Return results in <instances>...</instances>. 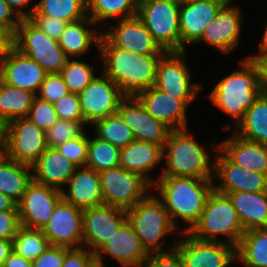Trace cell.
I'll list each match as a JSON object with an SVG mask.
<instances>
[{"label": "cell", "mask_w": 267, "mask_h": 267, "mask_svg": "<svg viewBox=\"0 0 267 267\" xmlns=\"http://www.w3.org/2000/svg\"><path fill=\"white\" fill-rule=\"evenodd\" d=\"M100 72L109 77L125 96H136L155 84L158 61L164 54H144L115 47L103 34L98 52Z\"/></svg>", "instance_id": "1"}, {"label": "cell", "mask_w": 267, "mask_h": 267, "mask_svg": "<svg viewBox=\"0 0 267 267\" xmlns=\"http://www.w3.org/2000/svg\"><path fill=\"white\" fill-rule=\"evenodd\" d=\"M213 188L214 179L175 176H160L152 185L180 233L189 232L198 222Z\"/></svg>", "instance_id": "2"}, {"label": "cell", "mask_w": 267, "mask_h": 267, "mask_svg": "<svg viewBox=\"0 0 267 267\" xmlns=\"http://www.w3.org/2000/svg\"><path fill=\"white\" fill-rule=\"evenodd\" d=\"M188 128L171 130L162 147V171L157 176L192 177L214 179L215 158L219 150V142L209 143L212 150H207L202 142H198ZM215 151V156L211 155ZM212 156V157H211ZM212 158V159H211Z\"/></svg>", "instance_id": "3"}, {"label": "cell", "mask_w": 267, "mask_h": 267, "mask_svg": "<svg viewBox=\"0 0 267 267\" xmlns=\"http://www.w3.org/2000/svg\"><path fill=\"white\" fill-rule=\"evenodd\" d=\"M259 71L255 63L243 57L239 67L218 79L212 90L205 96L210 104L232 119L233 124L224 125L223 130L234 129L247 111L261 95Z\"/></svg>", "instance_id": "4"}, {"label": "cell", "mask_w": 267, "mask_h": 267, "mask_svg": "<svg viewBox=\"0 0 267 267\" xmlns=\"http://www.w3.org/2000/svg\"><path fill=\"white\" fill-rule=\"evenodd\" d=\"M151 190L134 207L126 211L127 221L140 239L146 253H166L175 249L178 237L168 247L165 238L180 234L172 223L161 199ZM165 248V249H164Z\"/></svg>", "instance_id": "5"}, {"label": "cell", "mask_w": 267, "mask_h": 267, "mask_svg": "<svg viewBox=\"0 0 267 267\" xmlns=\"http://www.w3.org/2000/svg\"><path fill=\"white\" fill-rule=\"evenodd\" d=\"M244 232L229 196L213 188L200 219L188 233L199 240L237 247Z\"/></svg>", "instance_id": "6"}, {"label": "cell", "mask_w": 267, "mask_h": 267, "mask_svg": "<svg viewBox=\"0 0 267 267\" xmlns=\"http://www.w3.org/2000/svg\"><path fill=\"white\" fill-rule=\"evenodd\" d=\"M178 0H139L137 16L165 52H181Z\"/></svg>", "instance_id": "7"}, {"label": "cell", "mask_w": 267, "mask_h": 267, "mask_svg": "<svg viewBox=\"0 0 267 267\" xmlns=\"http://www.w3.org/2000/svg\"><path fill=\"white\" fill-rule=\"evenodd\" d=\"M187 52H166L161 57L157 64L154 87L182 99L190 107L203 90V84L192 81L194 77L186 62Z\"/></svg>", "instance_id": "8"}, {"label": "cell", "mask_w": 267, "mask_h": 267, "mask_svg": "<svg viewBox=\"0 0 267 267\" xmlns=\"http://www.w3.org/2000/svg\"><path fill=\"white\" fill-rule=\"evenodd\" d=\"M15 48L36 61L47 74H59L69 59L58 41L48 37L29 19L15 33Z\"/></svg>", "instance_id": "9"}, {"label": "cell", "mask_w": 267, "mask_h": 267, "mask_svg": "<svg viewBox=\"0 0 267 267\" xmlns=\"http://www.w3.org/2000/svg\"><path fill=\"white\" fill-rule=\"evenodd\" d=\"M103 203L124 211L134 207L151 190L141 175L121 166L99 172Z\"/></svg>", "instance_id": "10"}, {"label": "cell", "mask_w": 267, "mask_h": 267, "mask_svg": "<svg viewBox=\"0 0 267 267\" xmlns=\"http://www.w3.org/2000/svg\"><path fill=\"white\" fill-rule=\"evenodd\" d=\"M175 250L184 267H230L236 264V247L233 245L203 241L188 232L180 233Z\"/></svg>", "instance_id": "11"}, {"label": "cell", "mask_w": 267, "mask_h": 267, "mask_svg": "<svg viewBox=\"0 0 267 267\" xmlns=\"http://www.w3.org/2000/svg\"><path fill=\"white\" fill-rule=\"evenodd\" d=\"M235 3L228 2L219 11L206 27L201 38L194 44L195 46L204 43L223 55H230L236 50L241 44L244 17L240 5Z\"/></svg>", "instance_id": "12"}, {"label": "cell", "mask_w": 267, "mask_h": 267, "mask_svg": "<svg viewBox=\"0 0 267 267\" xmlns=\"http://www.w3.org/2000/svg\"><path fill=\"white\" fill-rule=\"evenodd\" d=\"M78 96L88 128L95 121L117 112L119 103L125 97L121 89L102 72Z\"/></svg>", "instance_id": "13"}, {"label": "cell", "mask_w": 267, "mask_h": 267, "mask_svg": "<svg viewBox=\"0 0 267 267\" xmlns=\"http://www.w3.org/2000/svg\"><path fill=\"white\" fill-rule=\"evenodd\" d=\"M47 149L45 132L28 118L8 123L5 156L32 166Z\"/></svg>", "instance_id": "14"}, {"label": "cell", "mask_w": 267, "mask_h": 267, "mask_svg": "<svg viewBox=\"0 0 267 267\" xmlns=\"http://www.w3.org/2000/svg\"><path fill=\"white\" fill-rule=\"evenodd\" d=\"M49 245L83 247V209L63 198L57 203L48 223L41 229Z\"/></svg>", "instance_id": "15"}, {"label": "cell", "mask_w": 267, "mask_h": 267, "mask_svg": "<svg viewBox=\"0 0 267 267\" xmlns=\"http://www.w3.org/2000/svg\"><path fill=\"white\" fill-rule=\"evenodd\" d=\"M61 199V191L32 180L17 203L20 225L41 230Z\"/></svg>", "instance_id": "16"}, {"label": "cell", "mask_w": 267, "mask_h": 267, "mask_svg": "<svg viewBox=\"0 0 267 267\" xmlns=\"http://www.w3.org/2000/svg\"><path fill=\"white\" fill-rule=\"evenodd\" d=\"M127 222L126 211L106 204L83 209V247L95 253Z\"/></svg>", "instance_id": "17"}, {"label": "cell", "mask_w": 267, "mask_h": 267, "mask_svg": "<svg viewBox=\"0 0 267 267\" xmlns=\"http://www.w3.org/2000/svg\"><path fill=\"white\" fill-rule=\"evenodd\" d=\"M102 34L115 47L139 55L166 53L155 42L151 33L147 30L144 23L137 15L126 19L116 20L115 23L114 21L110 22L102 29Z\"/></svg>", "instance_id": "18"}, {"label": "cell", "mask_w": 267, "mask_h": 267, "mask_svg": "<svg viewBox=\"0 0 267 267\" xmlns=\"http://www.w3.org/2000/svg\"><path fill=\"white\" fill-rule=\"evenodd\" d=\"M117 112L131 128L135 140H142L163 147L171 128L149 114L136 96H125Z\"/></svg>", "instance_id": "19"}, {"label": "cell", "mask_w": 267, "mask_h": 267, "mask_svg": "<svg viewBox=\"0 0 267 267\" xmlns=\"http://www.w3.org/2000/svg\"><path fill=\"white\" fill-rule=\"evenodd\" d=\"M214 179V188L224 194L267 191V175L232 163L220 150L216 153Z\"/></svg>", "instance_id": "20"}, {"label": "cell", "mask_w": 267, "mask_h": 267, "mask_svg": "<svg viewBox=\"0 0 267 267\" xmlns=\"http://www.w3.org/2000/svg\"><path fill=\"white\" fill-rule=\"evenodd\" d=\"M94 255L96 264L103 267L106 265L104 259L108 256L120 267H142L148 257L128 221Z\"/></svg>", "instance_id": "21"}, {"label": "cell", "mask_w": 267, "mask_h": 267, "mask_svg": "<svg viewBox=\"0 0 267 267\" xmlns=\"http://www.w3.org/2000/svg\"><path fill=\"white\" fill-rule=\"evenodd\" d=\"M228 2L229 0H203L180 3L181 52L188 51V44L194 45L201 38L206 27Z\"/></svg>", "instance_id": "22"}, {"label": "cell", "mask_w": 267, "mask_h": 267, "mask_svg": "<svg viewBox=\"0 0 267 267\" xmlns=\"http://www.w3.org/2000/svg\"><path fill=\"white\" fill-rule=\"evenodd\" d=\"M136 97L149 114L164 122L172 130L189 127L187 116L189 106L182 99L166 94L154 86L139 92Z\"/></svg>", "instance_id": "23"}, {"label": "cell", "mask_w": 267, "mask_h": 267, "mask_svg": "<svg viewBox=\"0 0 267 267\" xmlns=\"http://www.w3.org/2000/svg\"><path fill=\"white\" fill-rule=\"evenodd\" d=\"M2 63L4 83L38 93L47 73L36 61L14 48Z\"/></svg>", "instance_id": "24"}, {"label": "cell", "mask_w": 267, "mask_h": 267, "mask_svg": "<svg viewBox=\"0 0 267 267\" xmlns=\"http://www.w3.org/2000/svg\"><path fill=\"white\" fill-rule=\"evenodd\" d=\"M226 139L219 142V150L234 164L267 175V145L246 140L227 131Z\"/></svg>", "instance_id": "25"}, {"label": "cell", "mask_w": 267, "mask_h": 267, "mask_svg": "<svg viewBox=\"0 0 267 267\" xmlns=\"http://www.w3.org/2000/svg\"><path fill=\"white\" fill-rule=\"evenodd\" d=\"M61 192L66 202L81 209L104 204L99 173L86 166L76 168Z\"/></svg>", "instance_id": "26"}, {"label": "cell", "mask_w": 267, "mask_h": 267, "mask_svg": "<svg viewBox=\"0 0 267 267\" xmlns=\"http://www.w3.org/2000/svg\"><path fill=\"white\" fill-rule=\"evenodd\" d=\"M76 168L57 148L47 147L32 165V176L40 184L63 191Z\"/></svg>", "instance_id": "27"}, {"label": "cell", "mask_w": 267, "mask_h": 267, "mask_svg": "<svg viewBox=\"0 0 267 267\" xmlns=\"http://www.w3.org/2000/svg\"><path fill=\"white\" fill-rule=\"evenodd\" d=\"M161 163L162 147L150 142L133 140L120 150L119 166L141 175L151 185L157 181L151 173H154L153 170L156 171Z\"/></svg>", "instance_id": "28"}, {"label": "cell", "mask_w": 267, "mask_h": 267, "mask_svg": "<svg viewBox=\"0 0 267 267\" xmlns=\"http://www.w3.org/2000/svg\"><path fill=\"white\" fill-rule=\"evenodd\" d=\"M101 35L102 30L87 16L68 23L58 44L68 58H83L93 46L98 50Z\"/></svg>", "instance_id": "29"}, {"label": "cell", "mask_w": 267, "mask_h": 267, "mask_svg": "<svg viewBox=\"0 0 267 267\" xmlns=\"http://www.w3.org/2000/svg\"><path fill=\"white\" fill-rule=\"evenodd\" d=\"M237 211L244 231L267 228V191L226 193Z\"/></svg>", "instance_id": "30"}, {"label": "cell", "mask_w": 267, "mask_h": 267, "mask_svg": "<svg viewBox=\"0 0 267 267\" xmlns=\"http://www.w3.org/2000/svg\"><path fill=\"white\" fill-rule=\"evenodd\" d=\"M33 180L32 166L4 156L0 160V192L18 203Z\"/></svg>", "instance_id": "31"}, {"label": "cell", "mask_w": 267, "mask_h": 267, "mask_svg": "<svg viewBox=\"0 0 267 267\" xmlns=\"http://www.w3.org/2000/svg\"><path fill=\"white\" fill-rule=\"evenodd\" d=\"M232 131L246 140L267 145V93H261Z\"/></svg>", "instance_id": "32"}, {"label": "cell", "mask_w": 267, "mask_h": 267, "mask_svg": "<svg viewBox=\"0 0 267 267\" xmlns=\"http://www.w3.org/2000/svg\"><path fill=\"white\" fill-rule=\"evenodd\" d=\"M241 267H267V228L244 232L236 247V264Z\"/></svg>", "instance_id": "33"}, {"label": "cell", "mask_w": 267, "mask_h": 267, "mask_svg": "<svg viewBox=\"0 0 267 267\" xmlns=\"http://www.w3.org/2000/svg\"><path fill=\"white\" fill-rule=\"evenodd\" d=\"M139 0H87L88 17L102 30L113 19L137 15ZM104 24V25H103Z\"/></svg>", "instance_id": "34"}, {"label": "cell", "mask_w": 267, "mask_h": 267, "mask_svg": "<svg viewBox=\"0 0 267 267\" xmlns=\"http://www.w3.org/2000/svg\"><path fill=\"white\" fill-rule=\"evenodd\" d=\"M35 98L34 92L3 82L0 85V119L9 123L15 119L26 117Z\"/></svg>", "instance_id": "35"}, {"label": "cell", "mask_w": 267, "mask_h": 267, "mask_svg": "<svg viewBox=\"0 0 267 267\" xmlns=\"http://www.w3.org/2000/svg\"><path fill=\"white\" fill-rule=\"evenodd\" d=\"M89 128L97 138L109 142L115 147L124 148L134 139L131 128L126 124L118 112L110 114L104 119L95 121Z\"/></svg>", "instance_id": "36"}, {"label": "cell", "mask_w": 267, "mask_h": 267, "mask_svg": "<svg viewBox=\"0 0 267 267\" xmlns=\"http://www.w3.org/2000/svg\"><path fill=\"white\" fill-rule=\"evenodd\" d=\"M32 15H43L65 22H75L87 15V0H38Z\"/></svg>", "instance_id": "37"}, {"label": "cell", "mask_w": 267, "mask_h": 267, "mask_svg": "<svg viewBox=\"0 0 267 267\" xmlns=\"http://www.w3.org/2000/svg\"><path fill=\"white\" fill-rule=\"evenodd\" d=\"M89 134L86 167L99 173L119 166L121 149Z\"/></svg>", "instance_id": "38"}, {"label": "cell", "mask_w": 267, "mask_h": 267, "mask_svg": "<svg viewBox=\"0 0 267 267\" xmlns=\"http://www.w3.org/2000/svg\"><path fill=\"white\" fill-rule=\"evenodd\" d=\"M49 246L42 230L20 226L12 240V249L24 259L36 260Z\"/></svg>", "instance_id": "39"}, {"label": "cell", "mask_w": 267, "mask_h": 267, "mask_svg": "<svg viewBox=\"0 0 267 267\" xmlns=\"http://www.w3.org/2000/svg\"><path fill=\"white\" fill-rule=\"evenodd\" d=\"M83 60L84 58H69L59 73L71 93L79 94L100 74L97 70L94 71V65Z\"/></svg>", "instance_id": "40"}, {"label": "cell", "mask_w": 267, "mask_h": 267, "mask_svg": "<svg viewBox=\"0 0 267 267\" xmlns=\"http://www.w3.org/2000/svg\"><path fill=\"white\" fill-rule=\"evenodd\" d=\"M87 129L85 122L58 119L46 132L47 147L56 148L68 140L81 136Z\"/></svg>", "instance_id": "41"}, {"label": "cell", "mask_w": 267, "mask_h": 267, "mask_svg": "<svg viewBox=\"0 0 267 267\" xmlns=\"http://www.w3.org/2000/svg\"><path fill=\"white\" fill-rule=\"evenodd\" d=\"M46 132L59 118L54 109V105L36 96L26 116Z\"/></svg>", "instance_id": "42"}, {"label": "cell", "mask_w": 267, "mask_h": 267, "mask_svg": "<svg viewBox=\"0 0 267 267\" xmlns=\"http://www.w3.org/2000/svg\"><path fill=\"white\" fill-rule=\"evenodd\" d=\"M88 129L81 136L68 140L56 148L77 167L86 166L88 151Z\"/></svg>", "instance_id": "43"}, {"label": "cell", "mask_w": 267, "mask_h": 267, "mask_svg": "<svg viewBox=\"0 0 267 267\" xmlns=\"http://www.w3.org/2000/svg\"><path fill=\"white\" fill-rule=\"evenodd\" d=\"M68 93V87L60 74H47L36 96L54 104Z\"/></svg>", "instance_id": "44"}, {"label": "cell", "mask_w": 267, "mask_h": 267, "mask_svg": "<svg viewBox=\"0 0 267 267\" xmlns=\"http://www.w3.org/2000/svg\"><path fill=\"white\" fill-rule=\"evenodd\" d=\"M54 109L61 120L84 122L77 93H68L54 104Z\"/></svg>", "instance_id": "45"}, {"label": "cell", "mask_w": 267, "mask_h": 267, "mask_svg": "<svg viewBox=\"0 0 267 267\" xmlns=\"http://www.w3.org/2000/svg\"><path fill=\"white\" fill-rule=\"evenodd\" d=\"M29 20L48 37L59 40L68 22L43 15H31Z\"/></svg>", "instance_id": "46"}, {"label": "cell", "mask_w": 267, "mask_h": 267, "mask_svg": "<svg viewBox=\"0 0 267 267\" xmlns=\"http://www.w3.org/2000/svg\"><path fill=\"white\" fill-rule=\"evenodd\" d=\"M95 255L85 247L70 248L64 256L62 267H93Z\"/></svg>", "instance_id": "47"}, {"label": "cell", "mask_w": 267, "mask_h": 267, "mask_svg": "<svg viewBox=\"0 0 267 267\" xmlns=\"http://www.w3.org/2000/svg\"><path fill=\"white\" fill-rule=\"evenodd\" d=\"M69 249L49 245L36 260L32 261V267H62L65 253Z\"/></svg>", "instance_id": "48"}, {"label": "cell", "mask_w": 267, "mask_h": 267, "mask_svg": "<svg viewBox=\"0 0 267 267\" xmlns=\"http://www.w3.org/2000/svg\"><path fill=\"white\" fill-rule=\"evenodd\" d=\"M142 267H184V264L174 249L166 253L149 254Z\"/></svg>", "instance_id": "49"}, {"label": "cell", "mask_w": 267, "mask_h": 267, "mask_svg": "<svg viewBox=\"0 0 267 267\" xmlns=\"http://www.w3.org/2000/svg\"><path fill=\"white\" fill-rule=\"evenodd\" d=\"M20 226L18 211H0V238L13 240Z\"/></svg>", "instance_id": "50"}, {"label": "cell", "mask_w": 267, "mask_h": 267, "mask_svg": "<svg viewBox=\"0 0 267 267\" xmlns=\"http://www.w3.org/2000/svg\"><path fill=\"white\" fill-rule=\"evenodd\" d=\"M21 18L12 10L5 0H0V25L16 33Z\"/></svg>", "instance_id": "51"}, {"label": "cell", "mask_w": 267, "mask_h": 267, "mask_svg": "<svg viewBox=\"0 0 267 267\" xmlns=\"http://www.w3.org/2000/svg\"><path fill=\"white\" fill-rule=\"evenodd\" d=\"M15 48V33L0 25V59H3Z\"/></svg>", "instance_id": "52"}, {"label": "cell", "mask_w": 267, "mask_h": 267, "mask_svg": "<svg viewBox=\"0 0 267 267\" xmlns=\"http://www.w3.org/2000/svg\"><path fill=\"white\" fill-rule=\"evenodd\" d=\"M12 10L21 18L29 19L35 11L34 0H5ZM27 10V11H26Z\"/></svg>", "instance_id": "53"}, {"label": "cell", "mask_w": 267, "mask_h": 267, "mask_svg": "<svg viewBox=\"0 0 267 267\" xmlns=\"http://www.w3.org/2000/svg\"><path fill=\"white\" fill-rule=\"evenodd\" d=\"M258 68L260 87L263 93H267V55H248Z\"/></svg>", "instance_id": "54"}, {"label": "cell", "mask_w": 267, "mask_h": 267, "mask_svg": "<svg viewBox=\"0 0 267 267\" xmlns=\"http://www.w3.org/2000/svg\"><path fill=\"white\" fill-rule=\"evenodd\" d=\"M3 267H32V261L24 259L12 251L5 259Z\"/></svg>", "instance_id": "55"}, {"label": "cell", "mask_w": 267, "mask_h": 267, "mask_svg": "<svg viewBox=\"0 0 267 267\" xmlns=\"http://www.w3.org/2000/svg\"><path fill=\"white\" fill-rule=\"evenodd\" d=\"M12 251V240L0 238V267H3L5 259Z\"/></svg>", "instance_id": "56"}, {"label": "cell", "mask_w": 267, "mask_h": 267, "mask_svg": "<svg viewBox=\"0 0 267 267\" xmlns=\"http://www.w3.org/2000/svg\"><path fill=\"white\" fill-rule=\"evenodd\" d=\"M0 211H18L17 203L0 192Z\"/></svg>", "instance_id": "57"}, {"label": "cell", "mask_w": 267, "mask_h": 267, "mask_svg": "<svg viewBox=\"0 0 267 267\" xmlns=\"http://www.w3.org/2000/svg\"><path fill=\"white\" fill-rule=\"evenodd\" d=\"M263 29L261 41L257 45L258 48H256L257 51H255V54L253 52L252 55H267V22Z\"/></svg>", "instance_id": "58"}, {"label": "cell", "mask_w": 267, "mask_h": 267, "mask_svg": "<svg viewBox=\"0 0 267 267\" xmlns=\"http://www.w3.org/2000/svg\"><path fill=\"white\" fill-rule=\"evenodd\" d=\"M8 123L0 119V152L6 151Z\"/></svg>", "instance_id": "59"}, {"label": "cell", "mask_w": 267, "mask_h": 267, "mask_svg": "<svg viewBox=\"0 0 267 267\" xmlns=\"http://www.w3.org/2000/svg\"><path fill=\"white\" fill-rule=\"evenodd\" d=\"M4 82V78H3V63H2V59H0V85Z\"/></svg>", "instance_id": "60"}, {"label": "cell", "mask_w": 267, "mask_h": 267, "mask_svg": "<svg viewBox=\"0 0 267 267\" xmlns=\"http://www.w3.org/2000/svg\"><path fill=\"white\" fill-rule=\"evenodd\" d=\"M180 3H188V2H199L203 0H178Z\"/></svg>", "instance_id": "61"}, {"label": "cell", "mask_w": 267, "mask_h": 267, "mask_svg": "<svg viewBox=\"0 0 267 267\" xmlns=\"http://www.w3.org/2000/svg\"><path fill=\"white\" fill-rule=\"evenodd\" d=\"M5 156V152H0V160Z\"/></svg>", "instance_id": "62"}, {"label": "cell", "mask_w": 267, "mask_h": 267, "mask_svg": "<svg viewBox=\"0 0 267 267\" xmlns=\"http://www.w3.org/2000/svg\"><path fill=\"white\" fill-rule=\"evenodd\" d=\"M93 267H103V266H101L99 264H95Z\"/></svg>", "instance_id": "63"}, {"label": "cell", "mask_w": 267, "mask_h": 267, "mask_svg": "<svg viewBox=\"0 0 267 267\" xmlns=\"http://www.w3.org/2000/svg\"><path fill=\"white\" fill-rule=\"evenodd\" d=\"M235 1H239V0H229V2H235ZM244 1H246V0H244ZM257 1V0H256Z\"/></svg>", "instance_id": "64"}]
</instances>
